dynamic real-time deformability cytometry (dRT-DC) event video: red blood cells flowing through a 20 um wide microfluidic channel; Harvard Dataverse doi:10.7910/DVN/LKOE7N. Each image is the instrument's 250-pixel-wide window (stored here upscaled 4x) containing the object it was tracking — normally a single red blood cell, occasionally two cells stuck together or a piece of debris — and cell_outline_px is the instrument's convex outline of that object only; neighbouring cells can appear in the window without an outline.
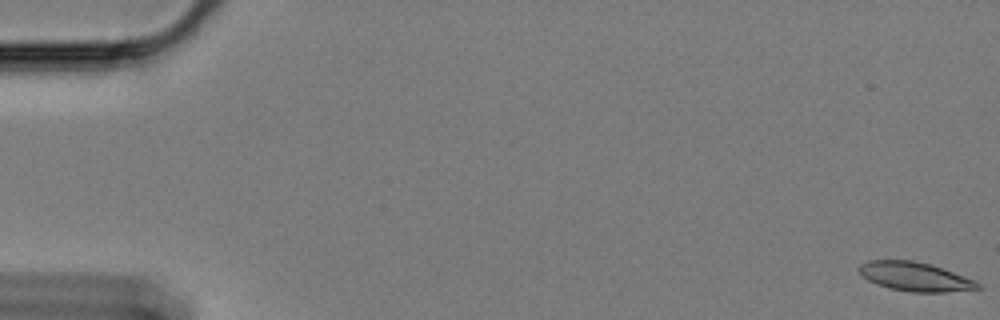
{"species": "Egyptian fruit bat (a non-hibernating species)", "species_latin": "Rousettus aegyptiacus", "temperature_condition": "cold", "stored_images_in_passage": 60, "camera_frame_rate_fps": 3000, "um_per_image_px": 0.085, "animal": {"sex": "female"}, "frame": {"image": 1, "passage_image": 1, "time_ms": 0.0, "image_size_px": [1000, 320], "cell_outline_px": [[984, 288], [948, 292], [912, 292], [892, 288], [876, 284], [868, 280], [860, 272], [860, 264], [868, 260], [912, 260], [928, 264], [976, 280]], "centroid_in_image_um": [77.81, 23.52], "position_along_channel_um": 7.2, "area_um2": 19.77}}
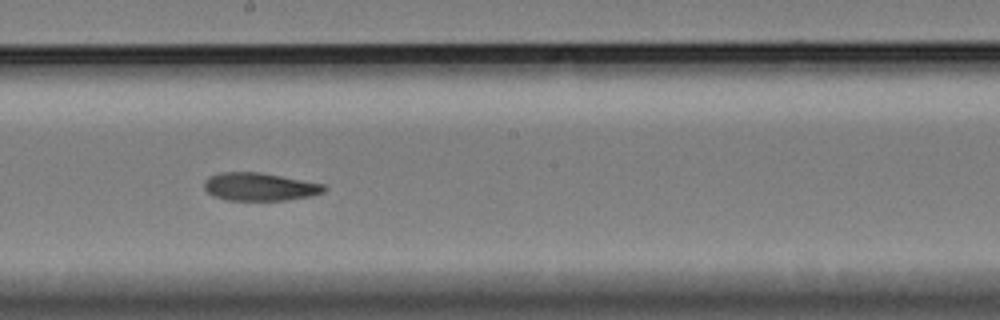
{"frame": {"image": 2, "passage_image": 34, "time_ms": 11.0, "image_size_px": [1000, 320], "cell_outline_px": [[328, 188], [324, 192], [312, 196], [284, 200], [228, 200], [212, 196], [204, 188], [204, 180], [208, 176], [220, 172], [256, 172], [280, 176], [324, 184]], "centroid_in_image_um": [22.05, 15.88], "position_along_channel_um": 226.1, "area_um2": 19.54}}
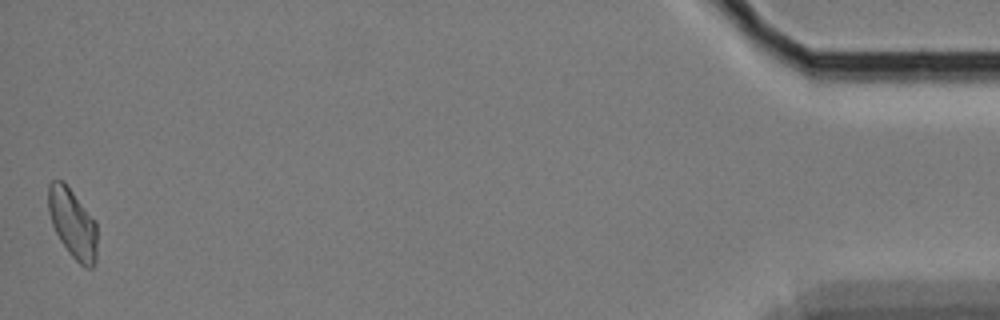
{"frame": {"image": 3, "passage_image": 60, "time_ms": 19.667, "image_size_px": [1000, 320], "cell_outline_px": [[96, 264], [92, 268], [84, 268], [68, 252], [60, 240], [52, 224], [48, 212], [48, 184], [52, 180], [64, 180], [96, 220]], "centroid_in_image_um": [6.18, 18.97], "position_along_channel_um": 429.0, "area_um2": 20.06}, "authors_computed_cell_mechanics": {"area_um2": 19.9988, "velocity_mm_per_s": 3.3536, "shape_relaxation_time_tau1_ms": null, "shape_relaxation_time_tau2_ms": 6.4044, "deformation_change_tau1": null, "deformation_change_tau2": 0.1243}}